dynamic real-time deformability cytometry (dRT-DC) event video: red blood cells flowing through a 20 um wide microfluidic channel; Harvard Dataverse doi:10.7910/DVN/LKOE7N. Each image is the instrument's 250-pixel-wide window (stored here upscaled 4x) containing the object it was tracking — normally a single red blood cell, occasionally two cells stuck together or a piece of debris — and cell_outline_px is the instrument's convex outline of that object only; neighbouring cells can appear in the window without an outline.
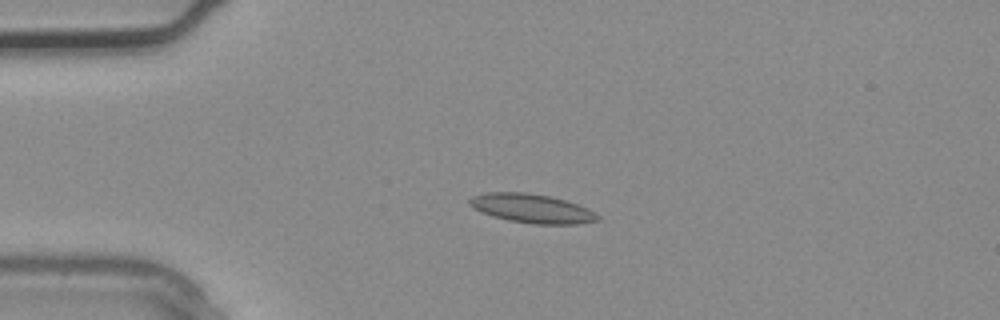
{"species": "common noctule bat (a hibernating species)", "species_latin": "Nyctalus noctula", "temperature_condition": "warm", "stored_images_in_passage": 2, "camera_frame_rate_fps": 3000, "um_per_image_px": 0.085, "animal": {"sex": "male", "body_mass_g": 20.4}, "frame": {"image": 1, "passage_image": 2, "time_ms": 0.333, "image_size_px": [1000, 320], "cell_outline_px": [[600, 220], [576, 224], [532, 224], [508, 220], [492, 216], [468, 204], [468, 200], [472, 196], [488, 192], [524, 192], [548, 196], [564, 200], [588, 208], [600, 216]], "centroid_in_image_um": [45.22, 17.72], "position_along_channel_um": 39.8, "area_um2": 21.44}}